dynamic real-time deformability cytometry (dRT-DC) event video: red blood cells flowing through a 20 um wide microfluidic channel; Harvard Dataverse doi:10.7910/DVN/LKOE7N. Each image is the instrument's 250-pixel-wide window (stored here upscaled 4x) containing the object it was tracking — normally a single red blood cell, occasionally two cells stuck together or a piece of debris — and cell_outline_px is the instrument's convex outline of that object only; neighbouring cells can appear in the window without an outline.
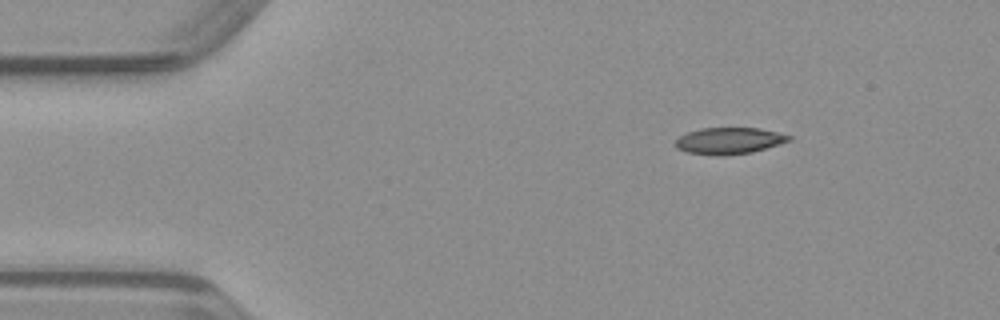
{"species": "common noctule bat (a hibernating species)", "species_latin": "Nyctalus noctula", "temperature_condition": "warm", "stored_images_in_passage": 11, "segment_of_instrument_passage": [2, 2], "camera_frame_rate_fps": 3000, "um_per_image_px": 0.085, "animal": {"sex": "male", "body_mass_g": 23.1, "forearm_length_mm": 52.7}, "frame": {"image": 1, "passage_image": 11, "time_ms": 3.333, "image_size_px": [1000, 320], "cell_outline_px": [[792, 140], [752, 152], [724, 156], [716, 156], [688, 152], [676, 148], [672, 144], [680, 136], [688, 132], [700, 128], [760, 128], [792, 136]], "centroid_in_image_um": [61.95, 11.97], "position_along_channel_um": 23.1, "area_um2": 17.63}}